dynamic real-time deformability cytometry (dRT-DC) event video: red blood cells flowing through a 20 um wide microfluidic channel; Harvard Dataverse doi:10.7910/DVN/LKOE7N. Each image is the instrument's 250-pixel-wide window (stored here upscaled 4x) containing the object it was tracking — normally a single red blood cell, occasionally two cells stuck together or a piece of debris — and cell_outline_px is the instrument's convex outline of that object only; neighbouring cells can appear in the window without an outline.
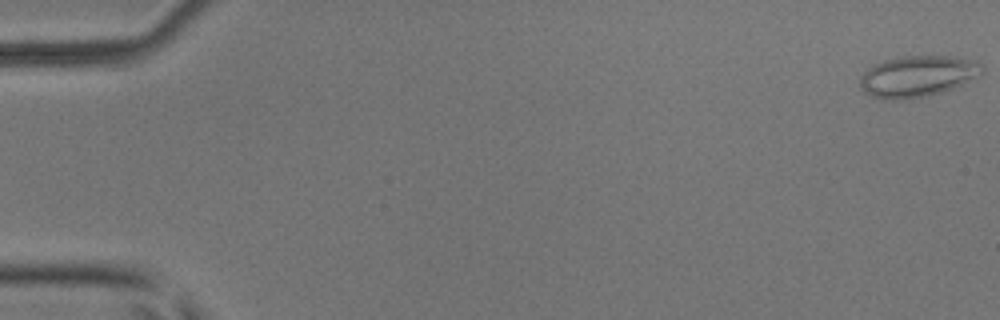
{"species": "common noctule bat (a hibernating species)", "species_latin": "Nyctalus noctula", "temperature_condition": "room temperature", "stored_images_in_passage": 54, "camera_frame_rate_fps": 3000, "um_per_image_px": 0.085, "animal": {"sex": "male", "body_mass_g": 17.9, "forearm_length_mm": 54.2}, "frame": {"image": 1, "passage_image": 1, "time_ms": 0.0, "image_size_px": [1000, 320], "cell_outline_px": [[984, 68], [980, 76], [952, 88], [940, 92], [924, 96], [896, 100], [892, 100], [872, 96], [864, 92], [860, 88], [860, 76], [872, 64], [884, 60], [904, 56], [948, 56], [976, 60]], "centroid_in_image_um": [77.98, 6.47], "position_along_channel_um": 7.0, "area_um2": 29.19}}
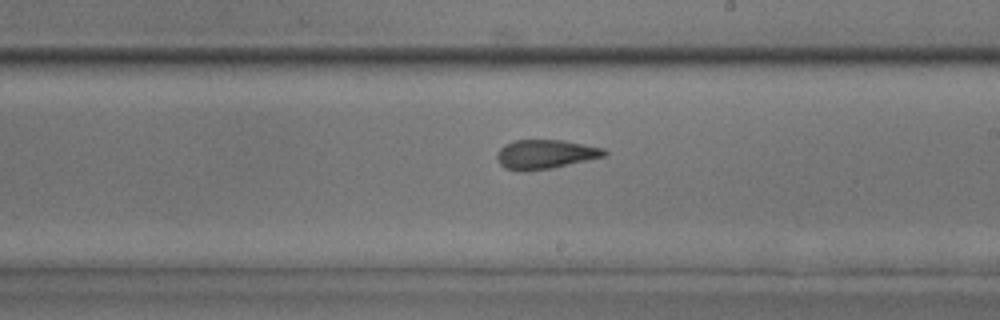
{"frame": {"image": 2, "passage_image": 32, "time_ms": 10.333, "image_size_px": [1000, 320], "cell_outline_px": [[608, 156], [552, 168], [528, 172], [520, 172], [504, 168], [500, 164], [496, 156], [496, 152], [504, 144], [516, 140], [560, 140], [604, 148], [608, 152]], "centroid_in_image_um": [46.34, 13.13], "position_along_channel_um": 242.7, "area_um2": 18.55}}
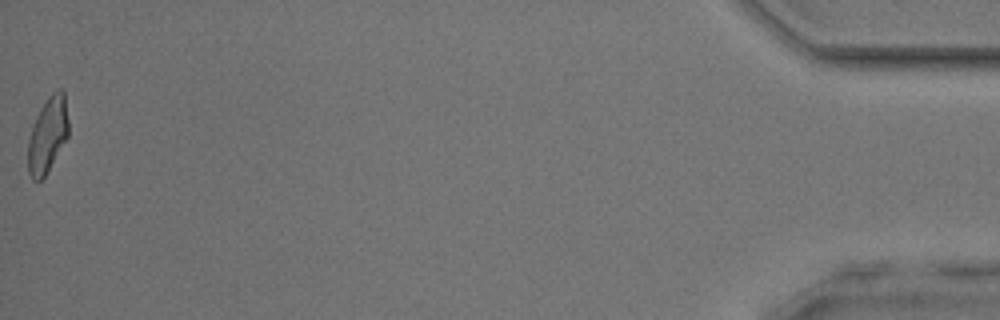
{"frame": {"image": 3, "passage_image": 54, "time_ms": 17.667, "image_size_px": [1000, 320], "cell_outline_px": [[68, 136], [44, 176], [40, 180], [32, 180], [28, 172], [28, 140], [32, 124], [40, 108], [48, 96], [56, 88], [60, 88], [64, 92], [68, 120]], "centroid_in_image_um": [4.04, 11.42], "position_along_channel_um": 431.2, "area_um2": 17.74}, "authors_computed_cell_mechanics": {"area_um2": 18.8428, "velocity_mm_per_s": 3.8781, "shape_relaxation_time_tau1_ms": 9.4078, "shape_relaxation_time_tau2_ms": 1.7869, "deformation_change_tau1": 0.1892, "deformation_change_tau2": 0.1116}}